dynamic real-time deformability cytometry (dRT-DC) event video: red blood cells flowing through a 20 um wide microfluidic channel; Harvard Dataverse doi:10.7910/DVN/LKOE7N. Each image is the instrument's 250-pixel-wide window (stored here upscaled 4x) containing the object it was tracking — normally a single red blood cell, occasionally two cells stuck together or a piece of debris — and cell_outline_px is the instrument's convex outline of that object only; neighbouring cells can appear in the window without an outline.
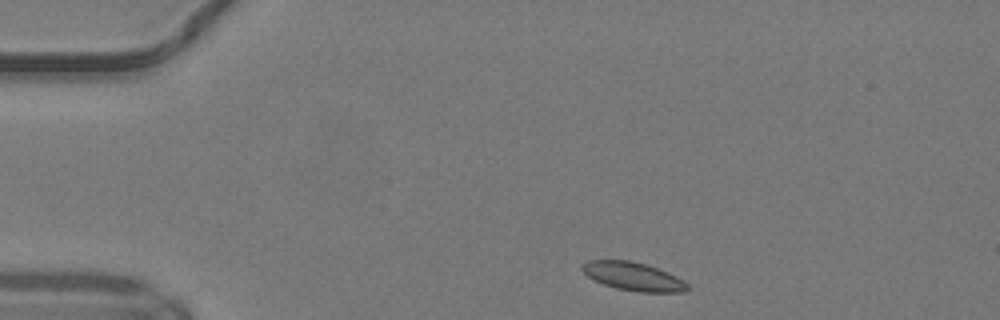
{"species": "common noctule bat (a hibernating species)", "species_latin": "Nyctalus noctula", "temperature_condition": "warm", "stored_images_in_passage": 41, "camera_frame_rate_fps": 3000, "um_per_image_px": 0.085, "animal": {"sex": "male", "body_mass_g": 19.2, "forearm_length_mm": 51.8}, "frame": {"image": 1, "passage_image": 1, "time_ms": 0.0, "image_size_px": [1000, 320], "cell_outline_px": [[688, 288], [684, 292], [640, 292], [616, 288], [592, 280], [580, 268], [580, 264], [588, 260], [632, 260], [668, 272], [684, 280], [688, 284]], "centroid_in_image_um": [53.79, 23.49], "position_along_channel_um": 31.2, "area_um2": 17.46}}
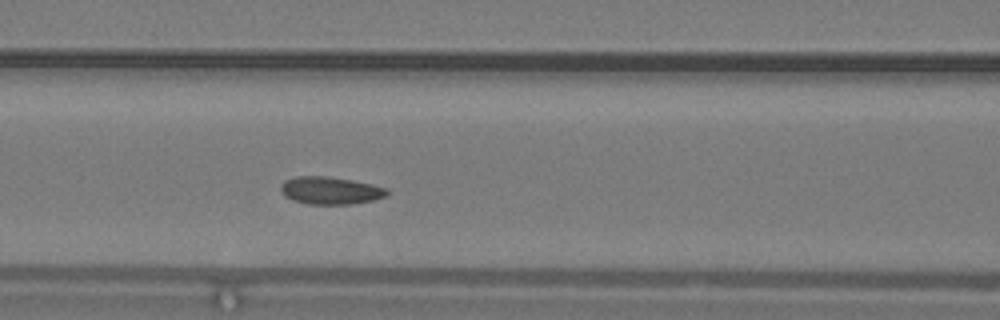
{"frame": {"image": 2, "passage_image": 13, "time_ms": 4.0, "image_size_px": [1000, 320], "cell_outline_px": [[388, 196], [372, 200], [352, 204], [308, 204], [292, 200], [284, 196], [280, 192], [280, 184], [284, 180], [296, 176], [328, 176], [352, 180], [372, 184], [388, 188]], "centroid_in_image_um": [28.06, 16.19], "position_along_channel_um": 138.5, "area_um2": 17.28}}
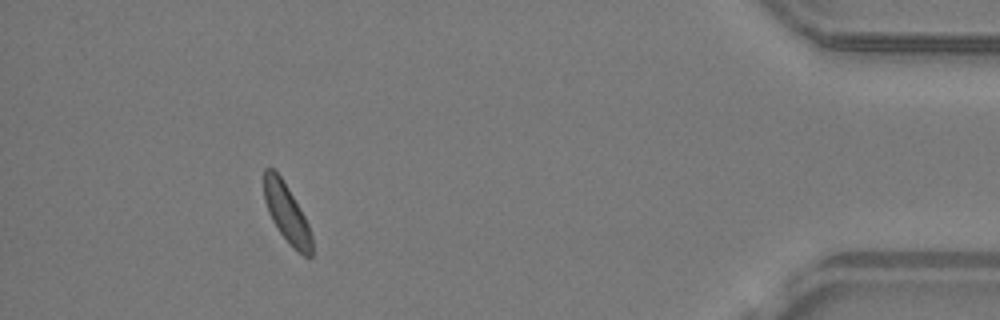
{"frame": {"image": 3, "passage_image": 37, "time_ms": 12.0, "image_size_px": [1000, 320], "cell_outline_px": [[312, 256], [304, 256], [292, 248], [280, 232], [272, 220], [268, 212], [264, 200], [264, 168], [272, 168], [280, 176], [300, 208], [308, 224], [312, 236]], "centroid_in_image_um": [24.37, 18.15], "position_along_channel_um": 410.8, "area_um2": 16.18}, "authors_computed_cell_mechanics": {"area_um2": 17.051, "velocity_mm_per_s": 4.1385, "shape_relaxation_time_tau1_ms": 8.5741, "shape_relaxation_time_tau2_ms": null, "deformation_change_tau1": 0.1065, "deformation_change_tau2": null}}